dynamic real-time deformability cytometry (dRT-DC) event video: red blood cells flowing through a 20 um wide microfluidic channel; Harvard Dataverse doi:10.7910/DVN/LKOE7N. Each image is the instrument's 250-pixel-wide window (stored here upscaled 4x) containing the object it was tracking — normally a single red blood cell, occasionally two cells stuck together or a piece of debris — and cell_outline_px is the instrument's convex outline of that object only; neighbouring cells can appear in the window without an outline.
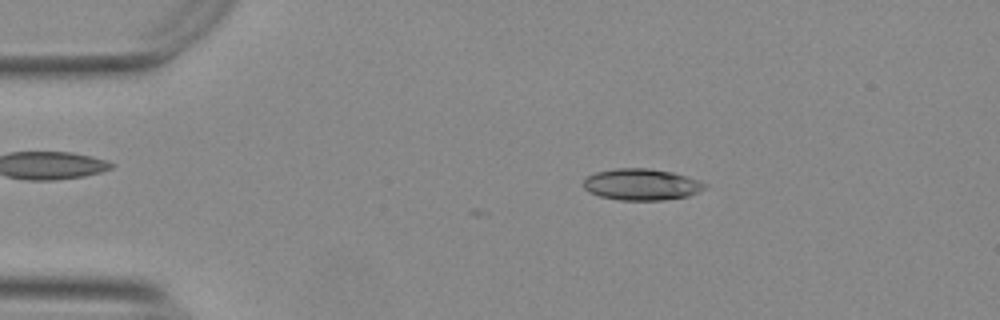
{"species": "Egyptian fruit bat (a non-hibernating species)", "species_latin": "Rousettus aegyptiacus", "temperature_condition": "warm", "stored_images_in_passage": 13, "camera_frame_rate_fps": 3000, "um_per_image_px": 0.085, "animal": {"sex": "female"}, "frame": {"image": 1, "passage_image": 10, "time_ms": 3.0, "image_size_px": [1000, 320], "cell_outline_px": [[708, 184], [704, 188], [688, 196], [664, 200], [620, 200], [600, 196], [588, 192], [584, 188], [584, 180], [588, 176], [596, 172], [616, 168], [648, 168], [672, 172], [700, 180]], "centroid_in_image_um": [54.53, 15.68], "position_along_channel_um": 30.5, "area_um2": 22.2}}